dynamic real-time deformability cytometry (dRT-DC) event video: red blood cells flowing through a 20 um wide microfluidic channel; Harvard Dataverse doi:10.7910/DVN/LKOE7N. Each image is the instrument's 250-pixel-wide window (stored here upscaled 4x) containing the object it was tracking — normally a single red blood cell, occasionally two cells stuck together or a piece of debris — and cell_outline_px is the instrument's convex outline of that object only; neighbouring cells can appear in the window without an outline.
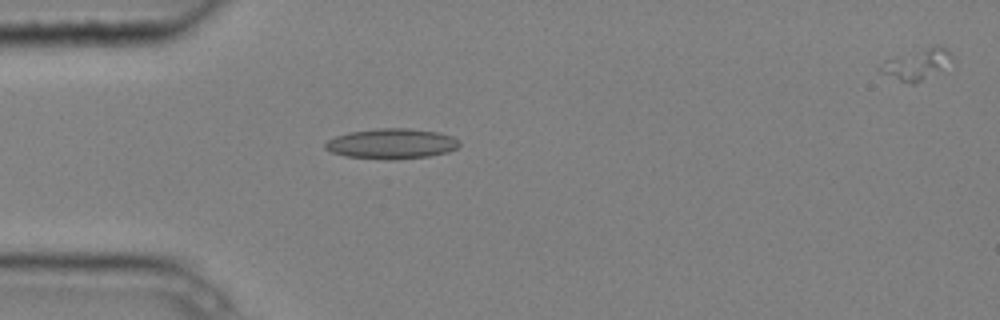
{"species": "common noctule bat (a hibernating species)", "species_latin": "Nyctalus noctula", "temperature_condition": "cold", "stored_images_in_passage": 6, "camera_frame_rate_fps": 3000, "um_per_image_px": 0.085, "animal": {"sex": "male", "body_mass_g": 20.4}, "frame": {"image": 1, "passage_image": 5, "time_ms": 1.333, "image_size_px": [1000, 320], "cell_outline_px": [[460, 144], [456, 148], [448, 152], [428, 156], [396, 160], [384, 160], [344, 156], [332, 152], [324, 148], [324, 144], [328, 140], [336, 136], [348, 132], [376, 128], [408, 128], [440, 132], [452, 136], [460, 140]], "centroid_in_image_um": [33.29, 12.22], "position_along_channel_um": 51.7, "area_um2": 23.99}}